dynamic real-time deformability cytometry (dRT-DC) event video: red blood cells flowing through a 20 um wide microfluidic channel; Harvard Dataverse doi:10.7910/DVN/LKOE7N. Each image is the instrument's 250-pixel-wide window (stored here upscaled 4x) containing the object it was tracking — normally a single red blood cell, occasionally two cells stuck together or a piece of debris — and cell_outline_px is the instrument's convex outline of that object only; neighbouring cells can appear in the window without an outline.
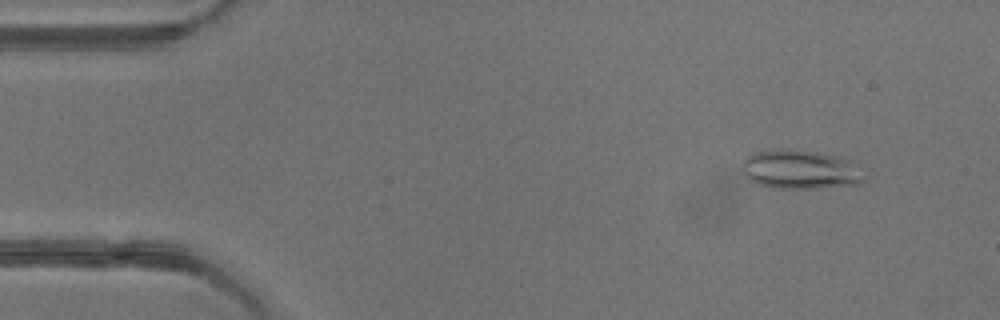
{"species": "common noctule bat (a hibernating species)", "species_latin": "Nyctalus noctula", "temperature_condition": "warm", "stored_images_in_passage": 46, "camera_frame_rate_fps": 3000, "um_per_image_px": 0.085, "animal": {"sex": "female"}, "frame": {"image": 1, "passage_image": 5, "time_ms": 1.333, "image_size_px": [1000, 320], "cell_outline_px": [[860, 180], [856, 184], [812, 188], [772, 188], [760, 184], [752, 180], [740, 168], [744, 160], [748, 156], [756, 152], [816, 152], [836, 156], [848, 160]], "centroid_in_image_um": [67.9, 14.45], "position_along_channel_um": 17.1, "area_um2": 25.66}}
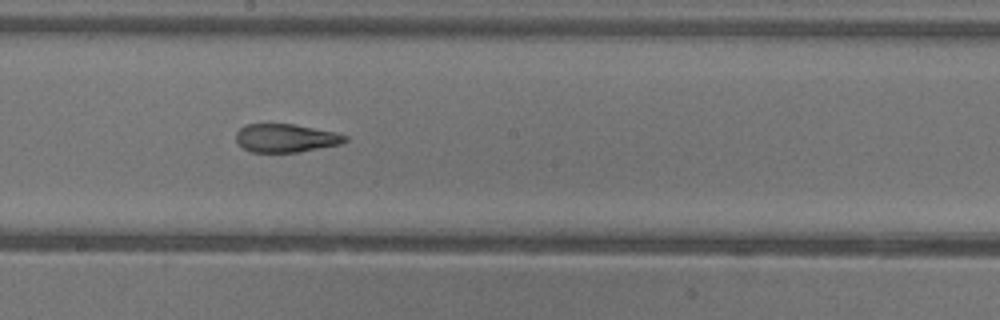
{"frame": {"image": 2, "passage_image": 28, "time_ms": 9.0, "image_size_px": [1000, 320], "cell_outline_px": [[348, 140], [340, 144], [300, 152], [252, 152], [244, 148], [236, 140], [236, 132], [240, 128], [248, 124], [292, 124], [336, 132], [348, 136]], "centroid_in_image_um": [24.31, 11.74], "position_along_channel_um": 223.9, "area_um2": 17.92}}
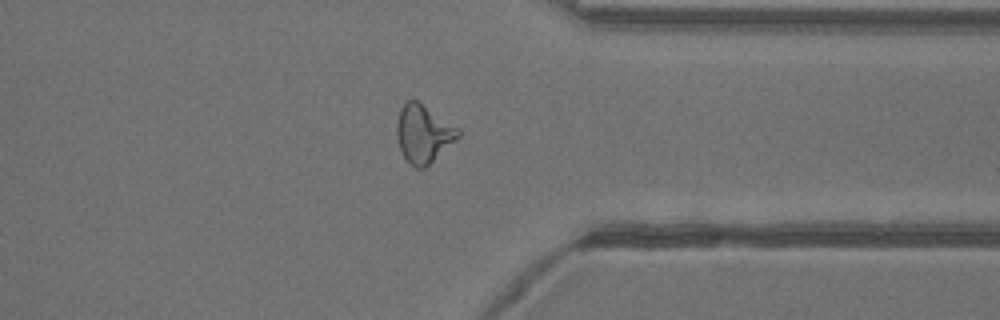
{"frame": {"image": 3, "passage_image": 40, "time_ms": 13.0, "image_size_px": [1000, 320], "cell_outline_px": [[460, 136], [456, 140], [424, 168], [416, 168], [404, 156], [400, 148], [396, 136], [396, 124], [400, 108], [408, 100], [416, 100], [460, 128]], "centroid_in_image_um": [35.99, 11.35], "position_along_channel_um": 375.4, "area_um2": 20.46}, "authors_computed_cell_mechanics": {"area_um2": 20.0277, "velocity_mm_per_s": 3.9427, "shape_relaxation_time_tau1_ms": 7.5207, "shape_relaxation_time_tau2_ms": 1.8667, "deformation_change_tau1": 0.2254, "deformation_change_tau2": 0.1093}}